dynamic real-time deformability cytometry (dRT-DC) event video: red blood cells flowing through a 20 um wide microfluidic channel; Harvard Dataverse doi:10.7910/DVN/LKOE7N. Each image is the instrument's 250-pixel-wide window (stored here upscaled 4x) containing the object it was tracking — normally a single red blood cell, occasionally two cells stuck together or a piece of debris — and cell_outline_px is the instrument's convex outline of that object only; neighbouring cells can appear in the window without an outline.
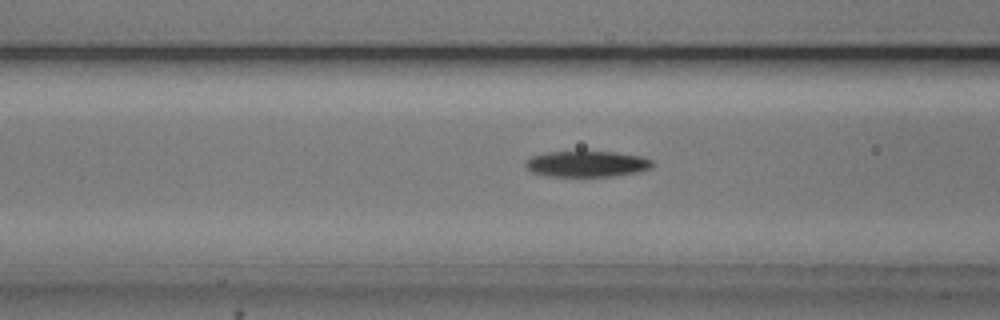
{"species": "common noctule bat (a hibernating species)", "species_latin": "Nyctalus noctula", "temperature_condition": "cold", "stored_images_in_passage": 25, "camera_frame_rate_fps": 3000, "um_per_image_px": 0.085, "animal": {"sex": "male", "body_mass_g": 20.5, "forearm_length_mm": 52.5}, "frame": {"image": 1, "passage_image": 21, "time_ms": 6.667, "image_size_px": [1000, 320], "cell_outline_px": [[656, 164], [652, 168], [636, 172], [612, 176], [544, 176], [532, 172], [524, 164], [532, 156], [548, 152], [616, 152], [640, 156], [652, 160]], "centroid_in_image_um": [49.91, 13.94], "position_along_channel_um": 116.7, "area_um2": 19.07}}
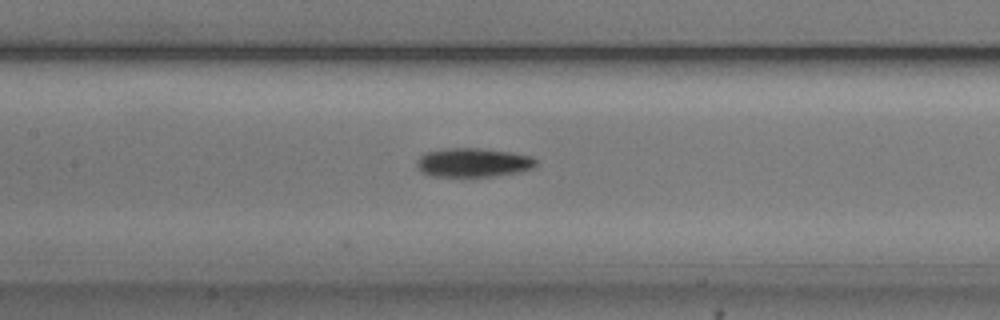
{"frame": {"image": 2, "passage_image": 25, "time_ms": 8.0, "image_size_px": [1000, 320], "cell_outline_px": [[536, 164], [532, 168], [520, 172], [492, 176], [432, 176], [424, 172], [416, 164], [416, 160], [424, 152], [448, 148], [480, 148], [508, 152], [532, 156], [536, 160]], "centroid_in_image_um": [40.22, 13.81], "position_along_channel_um": 167.2, "area_um2": 19.94}}